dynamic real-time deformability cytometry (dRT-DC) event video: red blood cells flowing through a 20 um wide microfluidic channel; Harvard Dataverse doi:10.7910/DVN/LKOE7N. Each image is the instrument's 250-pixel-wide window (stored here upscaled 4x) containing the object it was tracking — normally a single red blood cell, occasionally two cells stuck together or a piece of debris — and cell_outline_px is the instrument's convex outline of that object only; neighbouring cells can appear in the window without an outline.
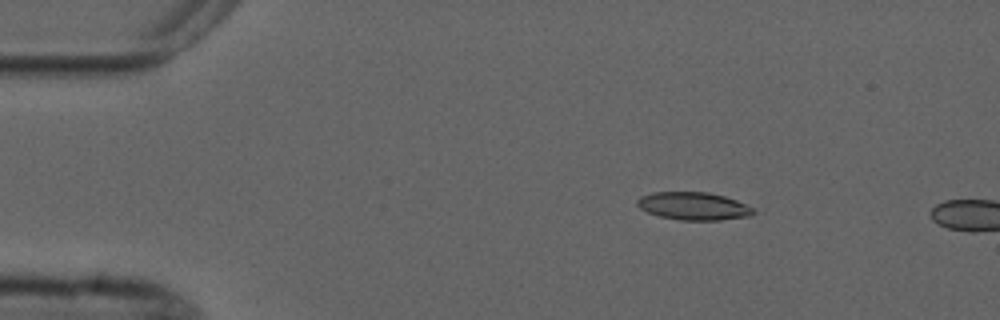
{"species": "common noctule bat (a hibernating species)", "species_latin": "Nyctalus noctula", "temperature_condition": "cold", "stored_images_in_passage": 3, "camera_frame_rate_fps": 3000, "um_per_image_px": 0.085, "animal": {"sex": "male", "forearm_length_mm": 52.5}, "frame": {"image": 1, "passage_image": 2, "time_ms": 1.0, "image_size_px": [1000, 320], "cell_outline_px": [[764, 212], [752, 216], [720, 220], [680, 220], [660, 216], [648, 212], [640, 208], [636, 204], [636, 200], [640, 196], [652, 192], [708, 192], [724, 196], [736, 200]], "centroid_in_image_um": [59.03, 17.52], "position_along_channel_um": 26.0, "area_um2": 19.19}}